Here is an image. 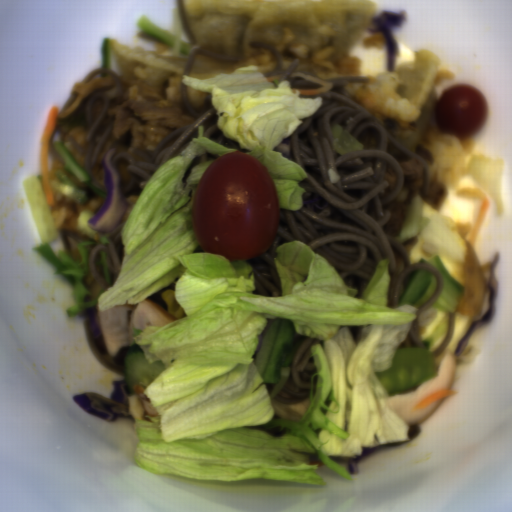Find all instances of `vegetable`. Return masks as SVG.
Segmentation results:
<instances>
[{
    "mask_svg": "<svg viewBox=\"0 0 512 512\" xmlns=\"http://www.w3.org/2000/svg\"><path fill=\"white\" fill-rule=\"evenodd\" d=\"M238 151L204 137L156 168L120 231L122 266L97 298V310L139 304L174 281L186 316L135 329L147 362L161 361L153 381L139 378L159 416L135 418L134 460L143 470L221 481L267 479L328 485L310 464L347 481L330 458L363 456L365 448L408 442L411 427L386 406L376 373L394 366L420 309L388 307L390 259L377 264L360 297L329 261L302 240L278 244L273 257L281 296L253 294L249 261L204 250L193 230L192 205L201 174ZM292 320L320 339L309 397L296 405L268 393L252 352L268 322Z\"/></svg>",
    "mask_w": 512,
    "mask_h": 512,
    "instance_id": "vegetable-1",
    "label": "vegetable"
},
{
    "mask_svg": "<svg viewBox=\"0 0 512 512\" xmlns=\"http://www.w3.org/2000/svg\"><path fill=\"white\" fill-rule=\"evenodd\" d=\"M182 84L210 93L216 109V126L225 139L239 142L242 153L255 157L270 173L279 208L301 210L306 190L300 181L307 178L300 164L273 150L283 139L293 136L303 118L318 112L323 96L301 97L292 91L291 81L267 80L257 65L236 67L231 73L197 79L182 74Z\"/></svg>",
    "mask_w": 512,
    "mask_h": 512,
    "instance_id": "vegetable-2",
    "label": "vegetable"
},
{
    "mask_svg": "<svg viewBox=\"0 0 512 512\" xmlns=\"http://www.w3.org/2000/svg\"><path fill=\"white\" fill-rule=\"evenodd\" d=\"M22 187L30 208L37 234L41 240L37 245L31 246L32 250L40 253L50 264L57 269L52 275H63L70 283L73 305L66 312L70 317L85 311L88 307L98 305L97 298L105 291H100L94 299L85 300V296H92L83 278L89 275L88 254L85 246L97 244L93 241H81L77 244L82 260H74L63 249L58 248L56 254L50 242L59 238V229L45 198L40 180L37 175H30L22 179Z\"/></svg>",
    "mask_w": 512,
    "mask_h": 512,
    "instance_id": "vegetable-3",
    "label": "vegetable"
},
{
    "mask_svg": "<svg viewBox=\"0 0 512 512\" xmlns=\"http://www.w3.org/2000/svg\"><path fill=\"white\" fill-rule=\"evenodd\" d=\"M505 165L504 158L478 154L471 155L467 169L473 182L495 204L498 216L504 213L500 184Z\"/></svg>",
    "mask_w": 512,
    "mask_h": 512,
    "instance_id": "vegetable-4",
    "label": "vegetable"
},
{
    "mask_svg": "<svg viewBox=\"0 0 512 512\" xmlns=\"http://www.w3.org/2000/svg\"><path fill=\"white\" fill-rule=\"evenodd\" d=\"M425 204L420 195L407 205L401 232L393 240L402 244L413 239L430 224V218L423 216Z\"/></svg>",
    "mask_w": 512,
    "mask_h": 512,
    "instance_id": "vegetable-5",
    "label": "vegetable"
},
{
    "mask_svg": "<svg viewBox=\"0 0 512 512\" xmlns=\"http://www.w3.org/2000/svg\"><path fill=\"white\" fill-rule=\"evenodd\" d=\"M331 132L333 136V148L340 155L354 150H363V143L337 123L332 126Z\"/></svg>",
    "mask_w": 512,
    "mask_h": 512,
    "instance_id": "vegetable-6",
    "label": "vegetable"
},
{
    "mask_svg": "<svg viewBox=\"0 0 512 512\" xmlns=\"http://www.w3.org/2000/svg\"><path fill=\"white\" fill-rule=\"evenodd\" d=\"M99 255H100V260L96 261V265L101 264L103 274L105 277V281H106V283L111 284L112 276H111L110 268H109V265H108V262L106 259V250L99 251Z\"/></svg>",
    "mask_w": 512,
    "mask_h": 512,
    "instance_id": "vegetable-7",
    "label": "vegetable"
},
{
    "mask_svg": "<svg viewBox=\"0 0 512 512\" xmlns=\"http://www.w3.org/2000/svg\"><path fill=\"white\" fill-rule=\"evenodd\" d=\"M99 241L103 242L104 244L105 243H110L109 240L104 236V237H99Z\"/></svg>",
    "mask_w": 512,
    "mask_h": 512,
    "instance_id": "vegetable-8",
    "label": "vegetable"
}]
</instances>
